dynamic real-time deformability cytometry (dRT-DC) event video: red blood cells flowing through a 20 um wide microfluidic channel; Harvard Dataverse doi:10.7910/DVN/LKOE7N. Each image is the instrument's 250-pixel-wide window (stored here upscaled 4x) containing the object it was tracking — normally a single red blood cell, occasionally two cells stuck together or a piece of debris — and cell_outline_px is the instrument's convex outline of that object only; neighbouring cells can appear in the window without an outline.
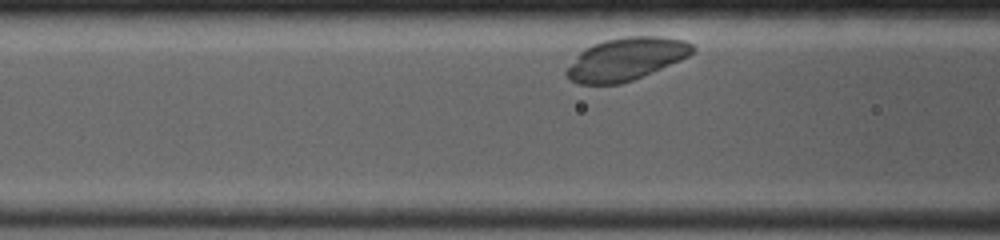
{"species": "common noctule bat (a hibernating species)", "species_latin": "Nyctalus noctula", "temperature_condition": "room temperature", "stored_images_in_passage": 11, "camera_frame_rate_fps": 4000, "um_per_image_px": 0.085, "animal": {"sex": "female", "body_mass_g": 19.0, "forearm_length_mm": 53.3}, "frame": {"image": 1, "passage_image": 6, "time_ms": 1.25, "image_size_px": [1000, 240], "cell_outline_px": [[696, 48], [688, 56], [680, 60], [652, 72], [632, 80], [620, 84], [580, 84], [572, 80], [564, 72], [580, 52], [584, 48], [592, 44], [604, 40], [624, 36], [660, 36], [684, 40], [692, 44]], "centroid_in_image_um": [53.21, 5.0], "position_along_channel_um": 113.4, "area_um2": 31.1}}